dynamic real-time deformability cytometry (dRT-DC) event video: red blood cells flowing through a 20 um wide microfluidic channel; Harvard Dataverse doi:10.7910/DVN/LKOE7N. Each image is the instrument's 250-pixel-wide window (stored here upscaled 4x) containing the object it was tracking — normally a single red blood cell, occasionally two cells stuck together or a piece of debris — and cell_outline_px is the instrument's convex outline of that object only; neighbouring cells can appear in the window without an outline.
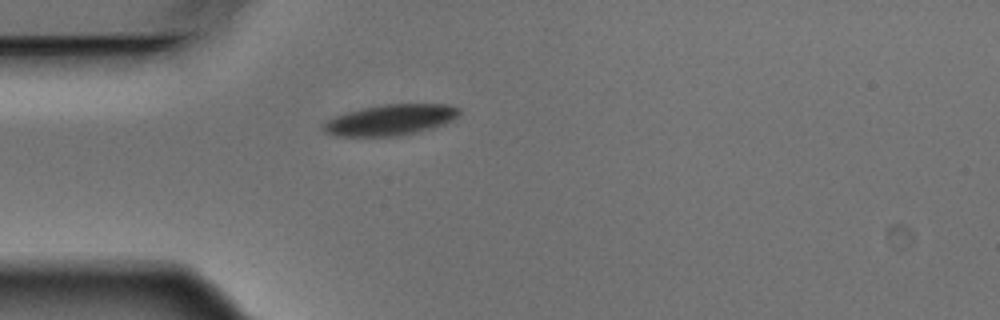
{"species": "Egyptian fruit bat (a non-hibernating species)", "species_latin": "Rousettus aegyptiacus", "temperature_condition": "warm", "stored_images_in_passage": 1, "camera_frame_rate_fps": 3000, "um_per_image_px": 0.085, "animal": {"sex": "male"}, "frame": {"image": 1, "passage_image": 1, "time_ms": 0.0, "image_size_px": [1000, 320], "cell_outline_px": [[460, 112], [452, 120], [444, 124], [396, 136], [336, 136], [324, 132], [324, 124], [328, 120], [336, 116], [348, 112], [364, 108], [384, 104], [448, 104], [460, 108]], "centroid_in_image_um": [33.19, 10.18], "position_along_channel_um": 51.8, "area_um2": 23.87}}